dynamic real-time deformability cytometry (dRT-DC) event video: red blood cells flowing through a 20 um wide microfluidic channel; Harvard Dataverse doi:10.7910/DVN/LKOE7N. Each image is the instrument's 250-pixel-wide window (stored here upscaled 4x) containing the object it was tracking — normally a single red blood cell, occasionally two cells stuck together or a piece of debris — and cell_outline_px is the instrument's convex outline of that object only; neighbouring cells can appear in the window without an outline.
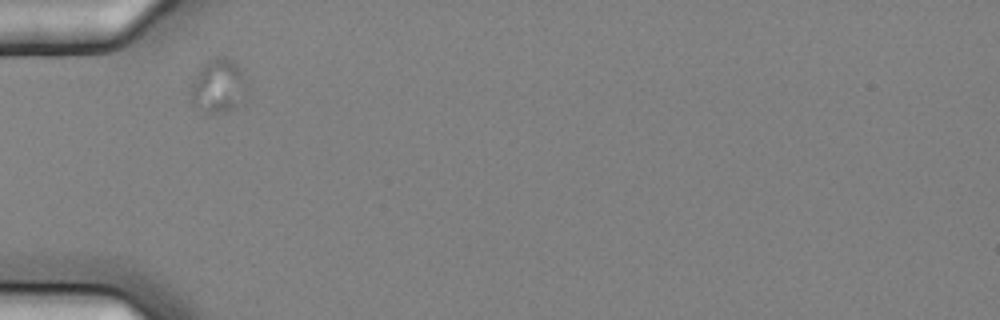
{"species": "common noctule bat (a hibernating species)", "species_latin": "Nyctalus noctula", "temperature_condition": "cold", "stored_images_in_passage": 1, "camera_frame_rate_fps": 3000, "um_per_image_px": 0.085, "animal": {"sex": "female", "body_mass_g": 25.1}, "frame": {"image": 1, "passage_image": 1, "time_ms": 0.0, "image_size_px": [1000, 320], "cell_outline_px": [[244, 88], [236, 104], [232, 108], [224, 112], [204, 112], [192, 104], [192, 84], [200, 68], [208, 60], [216, 56], [224, 56], [232, 60], [236, 64], [244, 80]], "centroid_in_image_um": [18.48, 7.27], "position_along_channel_um": 66.5, "area_um2": 16.53}}